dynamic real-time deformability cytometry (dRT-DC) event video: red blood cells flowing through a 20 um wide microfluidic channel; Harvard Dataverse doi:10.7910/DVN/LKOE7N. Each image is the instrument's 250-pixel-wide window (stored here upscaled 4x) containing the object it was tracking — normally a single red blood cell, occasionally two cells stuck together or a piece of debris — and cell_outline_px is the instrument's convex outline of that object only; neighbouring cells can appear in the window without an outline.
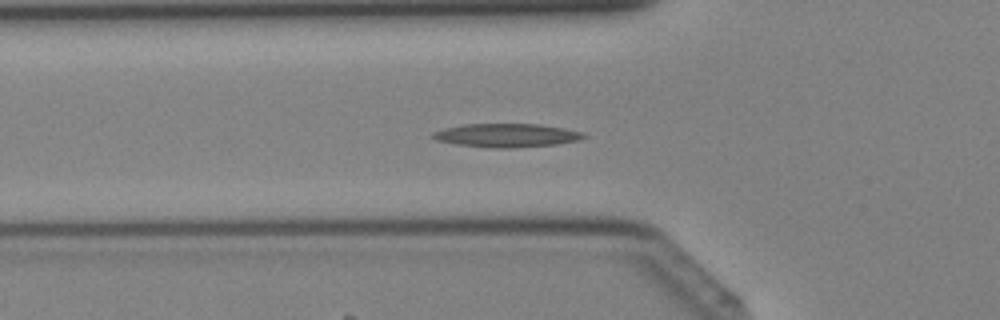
{"species": "Egyptian fruit bat (a non-hibernating species)", "species_latin": "Rousettus aegyptiacus", "temperature_condition": "cold", "stored_images_in_passage": 31, "camera_frame_rate_fps": 3000, "um_per_image_px": 0.085, "animal": {"sex": "female"}, "frame": {"image": 1, "passage_image": 7, "time_ms": 2.0, "image_size_px": [1000, 320], "cell_outline_px": [[588, 136], [580, 140], [556, 144], [512, 148], [492, 148], [460, 144], [436, 140], [432, 136], [432, 132], [444, 128], [464, 124], [540, 124], [564, 128], [584, 132]], "centroid_in_image_um": [43.11, 11.5], "position_along_channel_um": 82.7, "area_um2": 20.69}}
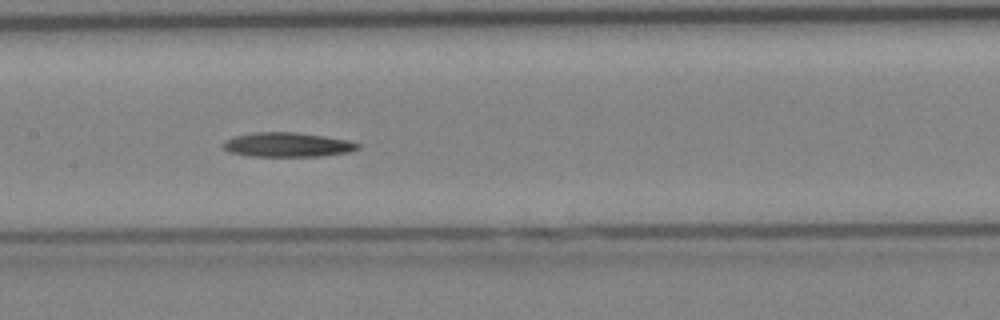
{"frame": {"image": 2, "passage_image": 13, "time_ms": 4.0, "image_size_px": [1000, 320], "cell_outline_px": [[360, 148], [348, 152], [320, 156], [252, 156], [228, 152], [224, 148], [224, 140], [232, 136], [252, 132], [296, 132], [324, 136], [348, 140], [360, 144]], "centroid_in_image_um": [24.41, 12.29], "position_along_channel_um": 183.0, "area_um2": 19.19}}
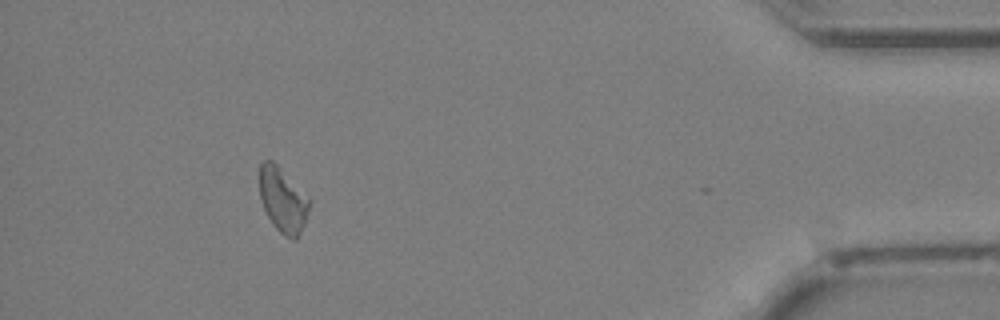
{"frame": {"image": 3, "passage_image": 30, "time_ms": 9.667, "image_size_px": [1000, 320], "cell_outline_px": [[312, 200], [304, 224], [296, 240], [292, 240], [280, 232], [272, 224], [264, 208], [260, 196], [260, 164], [264, 160], [272, 160]], "centroid_in_image_um": [24.06, 17.01], "position_along_channel_um": 411.1, "area_um2": 18.61}}